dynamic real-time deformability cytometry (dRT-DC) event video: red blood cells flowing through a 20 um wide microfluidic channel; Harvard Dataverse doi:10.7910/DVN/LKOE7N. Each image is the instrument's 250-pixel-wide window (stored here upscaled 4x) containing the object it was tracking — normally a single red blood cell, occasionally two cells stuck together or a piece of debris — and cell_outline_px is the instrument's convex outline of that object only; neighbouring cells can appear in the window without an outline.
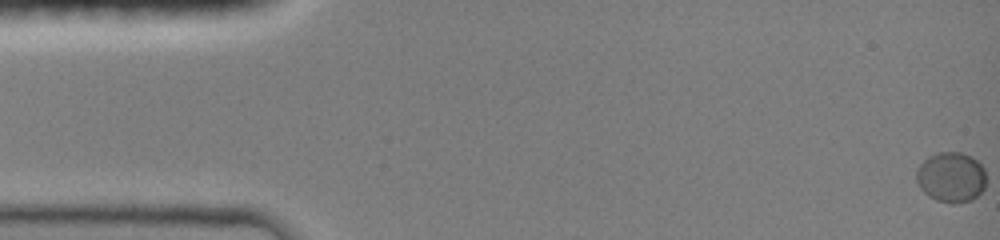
{"species": "common noctule bat (a hibernating species)", "species_latin": "Nyctalus noctula", "temperature_condition": "room temperature", "stored_images_in_passage": 26, "camera_frame_rate_fps": 3000, "um_per_image_px": 0.085, "animal": {"sex": "female", "body_mass_g": 19.0, "forearm_length_mm": 51.5}, "frame": {"image": 1, "passage_image": 1, "time_ms": 0.0, "image_size_px": [1000, 240], "cell_outline_px": [[984, 188], [972, 200], [936, 200], [928, 196], [920, 188], [916, 180], [916, 172], [920, 164], [924, 160], [940, 152], [960, 152], [972, 156], [984, 168]], "centroid_in_image_um": [80.83, 15.02], "position_along_channel_um": 4.2, "area_um2": 19.77}}
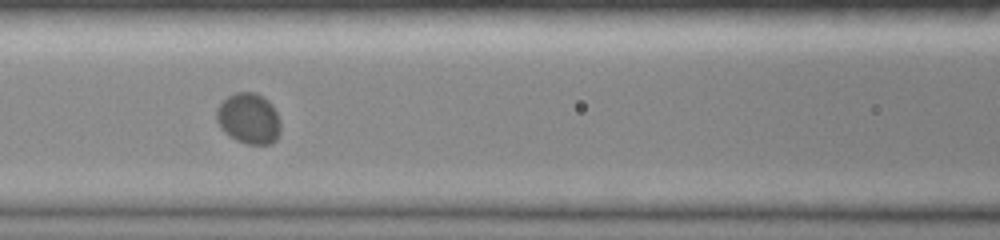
{"frame": {"image": 2, "passage_image": 15, "time_ms": 6.667, "image_size_px": [1000, 240], "cell_outline_px": [[280, 132], [276, 140], [272, 144], [248, 144], [236, 140], [224, 132], [220, 128], [216, 120], [216, 108], [228, 96], [236, 92], [256, 92], [264, 96], [272, 104], [276, 112], [280, 124]], "centroid_in_image_um": [21.14, 10.07], "position_along_channel_um": 145.5, "area_um2": 19.13}}
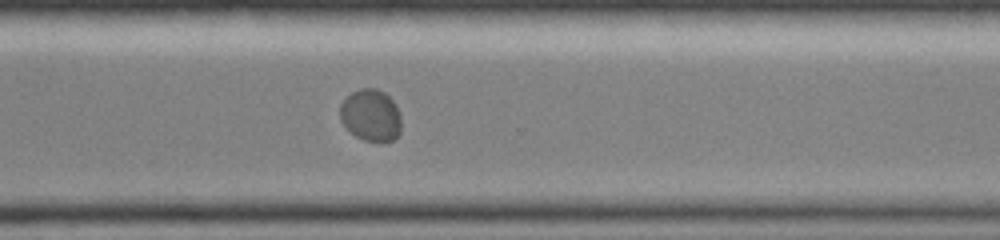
{"frame": {"image": 3, "passage_image": 26, "time_ms": 11.333, "image_size_px": [1000, 240], "cell_outline_px": [[400, 132], [392, 140], [380, 144], [364, 140], [356, 136], [340, 120], [340, 104], [352, 92], [360, 88], [376, 88], [384, 92], [392, 100], [400, 116]], "centroid_in_image_um": [31.52, 9.82], "position_along_channel_um": 339.1, "area_um2": 18.5}}